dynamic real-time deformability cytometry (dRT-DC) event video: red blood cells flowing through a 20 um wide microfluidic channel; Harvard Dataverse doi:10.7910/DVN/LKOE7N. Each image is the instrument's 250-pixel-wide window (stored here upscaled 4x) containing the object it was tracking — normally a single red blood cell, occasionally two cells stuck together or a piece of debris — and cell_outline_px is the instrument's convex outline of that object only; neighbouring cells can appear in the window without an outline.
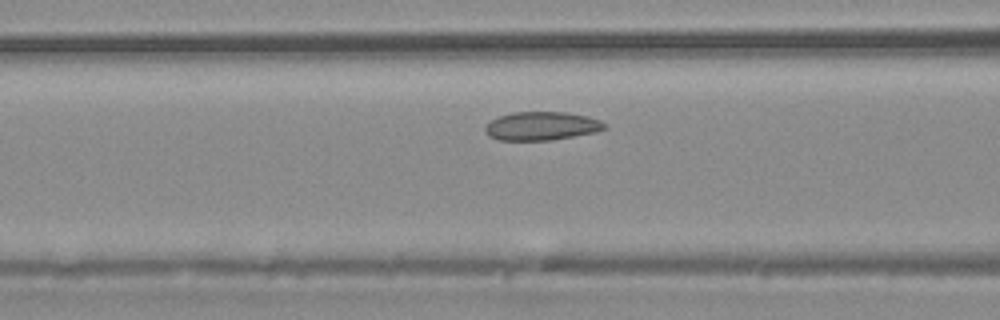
{"species": "common noctule bat (a hibernating species)", "species_latin": "Nyctalus noctula", "temperature_condition": "warm", "stored_images_in_passage": 4, "camera_frame_rate_fps": 3000, "um_per_image_px": 0.085, "animal": {"sex": "male", "body_mass_g": 20.4}, "frame": {"image": 1, "passage_image": 4, "time_ms": 3.667, "image_size_px": [1000, 320], "cell_outline_px": [[608, 128], [596, 132], [552, 140], [500, 140], [488, 136], [484, 132], [484, 128], [496, 116], [512, 112], [568, 112], [588, 116], [600, 120], [608, 124]], "centroid_in_image_um": [46.06, 10.7], "position_along_channel_um": 120.5, "area_um2": 20.11}}